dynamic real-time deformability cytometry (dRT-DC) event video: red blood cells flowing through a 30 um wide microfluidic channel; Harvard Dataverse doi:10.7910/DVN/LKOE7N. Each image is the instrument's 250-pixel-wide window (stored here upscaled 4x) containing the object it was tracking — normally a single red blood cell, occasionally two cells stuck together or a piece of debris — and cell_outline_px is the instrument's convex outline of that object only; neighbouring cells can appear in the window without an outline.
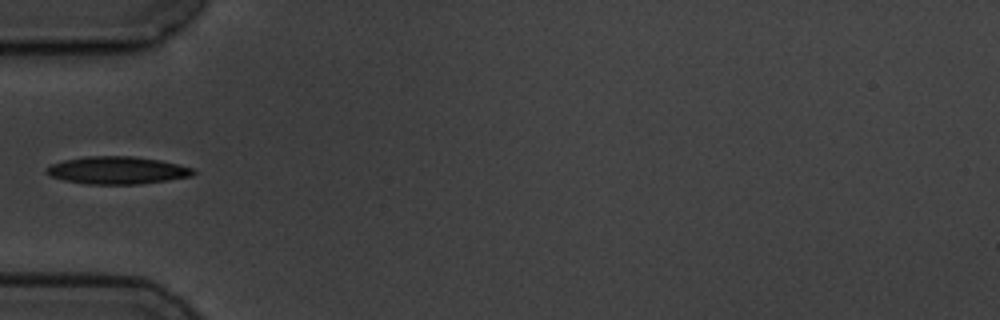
{"species": "common noctule bat (a hibernating species)", "species_latin": "Nyctalus noctula", "temperature_condition": "cold", "stored_images_in_passage": 9, "camera_frame_rate_fps": 3000, "um_per_image_px": 0.085, "animal": {"sex": "male", "body_mass_g": 19.5, "forearm_length_mm": 54.6}, "frame": {"image": 1, "passage_image": 1, "time_ms": 0.0, "image_size_px": [1000, 320], "cell_outline_px": [[196, 172], [192, 176], [168, 180], [140, 184], [88, 184], [64, 180], [52, 176], [44, 172], [44, 168], [52, 164], [64, 160], [88, 156], [132, 156], [160, 160], [192, 168]], "centroid_in_image_um": [9.95, 14.47], "position_along_channel_um": 75.1, "area_um2": 23.47}}
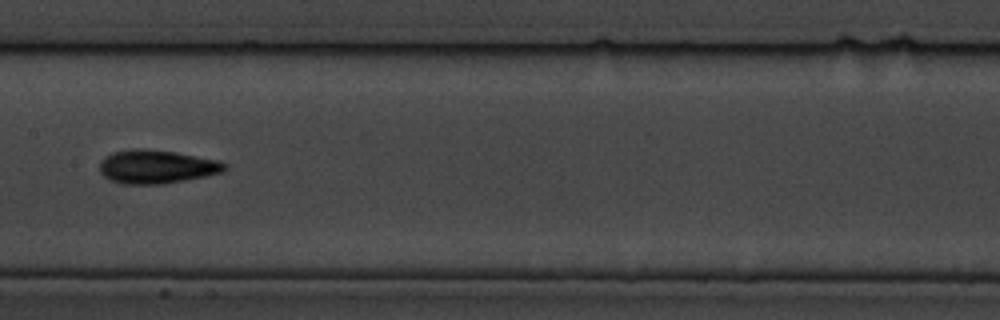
{"frame": {"image": 2, "passage_image": 4, "time_ms": 3.333, "image_size_px": [1000, 320], "cell_outline_px": [[228, 168], [224, 172], [164, 184], [120, 184], [104, 176], [100, 172], [100, 164], [104, 156], [112, 152], [132, 148], [144, 148], [176, 152], [216, 160], [228, 164]], "centroid_in_image_um": [13.3, 14.16], "position_along_channel_um": 194.1, "area_um2": 24.57}}
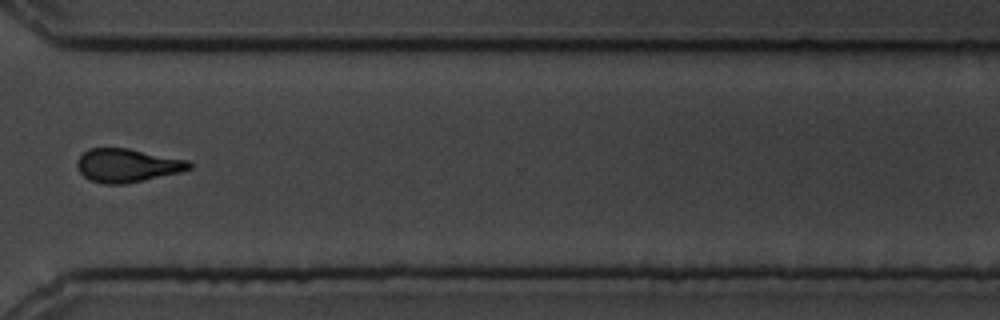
{"frame": {"image": 3, "passage_image": 8, "time_ms": 8.0, "image_size_px": [1000, 320], "cell_outline_px": [[192, 168], [180, 172], [124, 184], [104, 184], [88, 180], [80, 172], [76, 164], [76, 160], [88, 148], [128, 148], [188, 160], [192, 164]], "centroid_in_image_um": [10.79, 14.06], "position_along_channel_um": 359.8, "area_um2": 21.85}}